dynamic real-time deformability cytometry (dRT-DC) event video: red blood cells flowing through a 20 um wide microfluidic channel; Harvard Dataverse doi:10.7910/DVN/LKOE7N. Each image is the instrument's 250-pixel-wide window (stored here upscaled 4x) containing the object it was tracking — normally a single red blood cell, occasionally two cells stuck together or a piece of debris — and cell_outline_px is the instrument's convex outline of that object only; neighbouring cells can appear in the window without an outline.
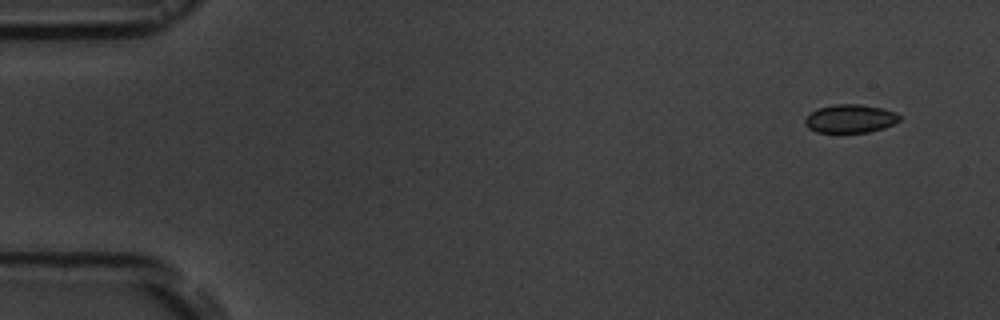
{"species": "common noctule bat (a hibernating species)", "species_latin": "Nyctalus noctula", "temperature_condition": "room temperature", "stored_images_in_passage": 4, "camera_frame_rate_fps": 3000, "um_per_image_px": 0.085, "animal": {"sex": "male", "body_mass_g": 19.5, "forearm_length_mm": 54.6}, "frame": {"image": 1, "passage_image": 1, "time_ms": 0.0, "image_size_px": [1000, 320], "cell_outline_px": [[900, 120], [884, 128], [868, 132], [816, 132], [808, 128], [804, 124], [804, 120], [812, 112], [820, 108], [832, 104], [860, 104], [884, 108], [896, 112], [900, 116]], "centroid_in_image_um": [72.28, 10.08], "position_along_channel_um": 12.7, "area_um2": 15.61}}